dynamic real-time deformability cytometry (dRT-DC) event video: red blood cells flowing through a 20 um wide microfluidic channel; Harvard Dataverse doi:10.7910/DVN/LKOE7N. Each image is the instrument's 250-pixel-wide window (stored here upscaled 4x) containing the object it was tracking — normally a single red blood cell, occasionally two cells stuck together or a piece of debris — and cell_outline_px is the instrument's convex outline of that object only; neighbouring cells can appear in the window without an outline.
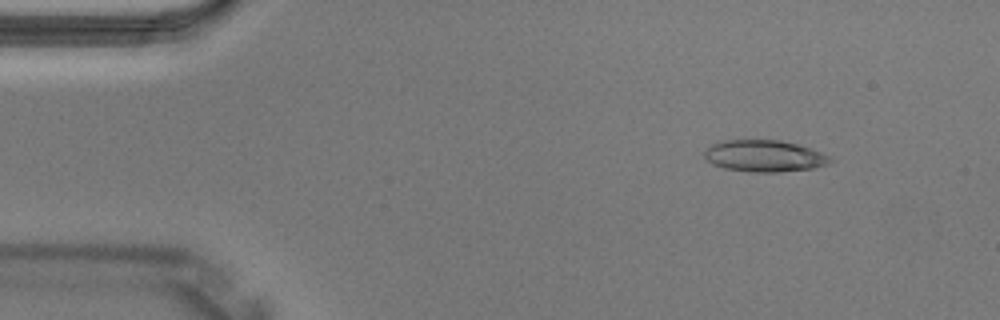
{"species": "Egyptian fruit bat (a non-hibernating species)", "species_latin": "Rousettus aegyptiacus", "temperature_condition": "warm", "stored_images_in_passage": 3, "camera_frame_rate_fps": 3000, "um_per_image_px": 0.085, "animal": {"sex": "male"}, "frame": {"image": 1, "passage_image": 2, "time_ms": 0.333, "image_size_px": [1000, 320], "cell_outline_px": [[832, 160], [828, 164], [812, 168], [780, 172], [748, 172], [724, 168], [712, 164], [704, 156], [704, 152], [712, 144], [720, 140], [780, 140], [796, 144], [820, 152], [828, 156]], "centroid_in_image_um": [64.92, 13.26], "position_along_channel_um": 20.1, "area_um2": 23.06}}